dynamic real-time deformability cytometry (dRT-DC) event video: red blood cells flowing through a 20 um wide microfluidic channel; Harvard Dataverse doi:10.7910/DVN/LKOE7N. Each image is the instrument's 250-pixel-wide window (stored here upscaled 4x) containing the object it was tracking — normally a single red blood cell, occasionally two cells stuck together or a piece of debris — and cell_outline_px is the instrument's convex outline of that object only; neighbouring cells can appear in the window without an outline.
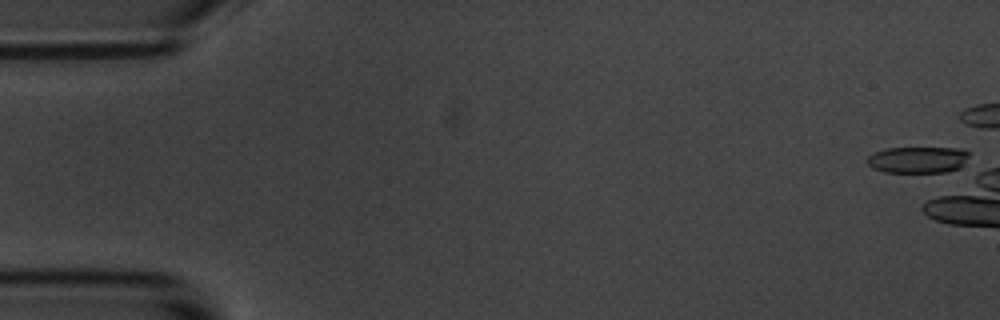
{"species": "common noctule bat (a hibernating species)", "species_latin": "Nyctalus noctula", "temperature_condition": "room temperature", "stored_images_in_passage": 10, "camera_frame_rate_fps": 3000, "um_per_image_px": 0.085, "animal": {"sex": "male", "body_mass_g": 20.1, "forearm_length_mm": 53.5}, "frame": {"image": 1, "passage_image": 1, "time_ms": 0.0, "image_size_px": [1000, 320], "cell_outline_px": [[972, 152], [964, 164], [960, 168], [948, 172], [884, 172], [872, 168], [864, 160], [868, 156], [876, 152], [888, 148], [964, 148]], "centroid_in_image_um": [78.07, 13.58], "position_along_channel_um": 6.9, "area_um2": 16.01}}